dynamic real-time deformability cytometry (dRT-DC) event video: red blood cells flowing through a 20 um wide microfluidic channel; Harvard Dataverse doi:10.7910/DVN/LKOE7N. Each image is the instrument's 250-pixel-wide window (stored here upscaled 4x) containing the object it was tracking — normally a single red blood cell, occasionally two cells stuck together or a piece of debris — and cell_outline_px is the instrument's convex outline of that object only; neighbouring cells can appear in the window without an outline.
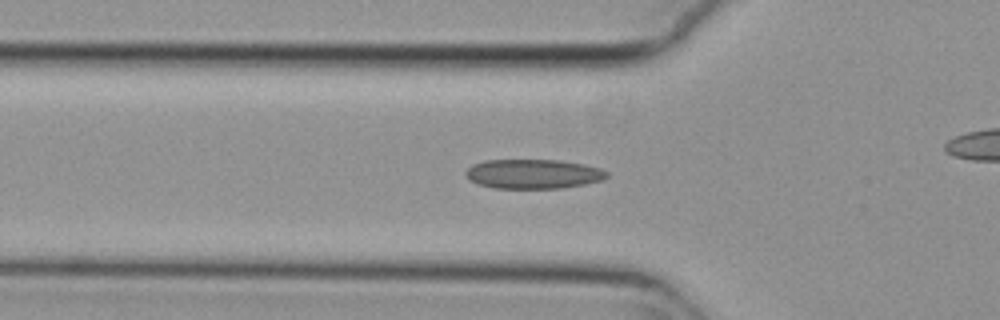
{"species": "common noctule bat (a hibernating species)", "species_latin": "Nyctalus noctula", "temperature_condition": "cold", "stored_images_in_passage": 28, "camera_frame_rate_fps": 3000, "um_per_image_px": 0.085, "animal": {"sex": "female", "body_mass_g": 29.2, "forearm_length_mm": 56.3}, "frame": {"image": 1, "passage_image": 7, "time_ms": 2.0, "image_size_px": [1000, 320], "cell_outline_px": [[608, 176], [604, 180], [584, 184], [560, 188], [492, 188], [476, 184], [468, 180], [464, 172], [472, 164], [484, 160], [560, 160], [584, 164], [600, 168], [608, 172]], "centroid_in_image_um": [45.29, 14.78], "position_along_channel_um": 80.5, "area_um2": 24.45}}
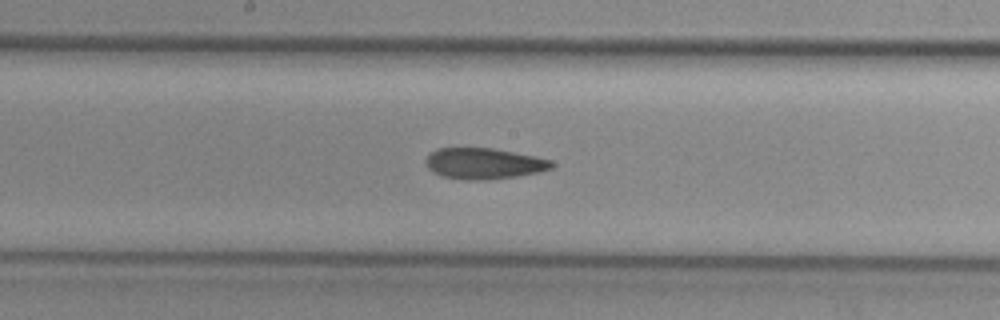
{"frame": {"image": 2, "passage_image": 17, "time_ms": 5.333, "image_size_px": [1000, 320], "cell_outline_px": [[556, 164], [552, 168], [536, 172], [516, 176], [484, 180], [464, 180], [440, 176], [428, 168], [424, 160], [436, 148], [492, 148], [536, 156], [552, 160]], "centroid_in_image_um": [41.12, 13.9], "position_along_channel_um": 207.1, "area_um2": 22.77}}
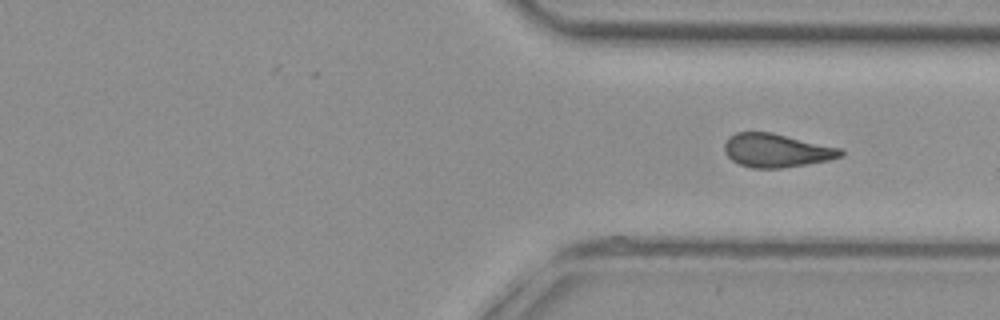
{"frame": {"image": 3, "passage_image": 28, "time_ms": 9.0, "image_size_px": [1000, 320], "cell_outline_px": [[844, 156], [828, 160], [780, 168], [752, 168], [740, 164], [732, 160], [724, 152], [724, 144], [728, 136], [736, 132], [772, 132], [840, 148], [844, 152]], "centroid_in_image_um": [65.97, 12.78], "position_along_channel_um": 345.4, "area_um2": 22.66}}